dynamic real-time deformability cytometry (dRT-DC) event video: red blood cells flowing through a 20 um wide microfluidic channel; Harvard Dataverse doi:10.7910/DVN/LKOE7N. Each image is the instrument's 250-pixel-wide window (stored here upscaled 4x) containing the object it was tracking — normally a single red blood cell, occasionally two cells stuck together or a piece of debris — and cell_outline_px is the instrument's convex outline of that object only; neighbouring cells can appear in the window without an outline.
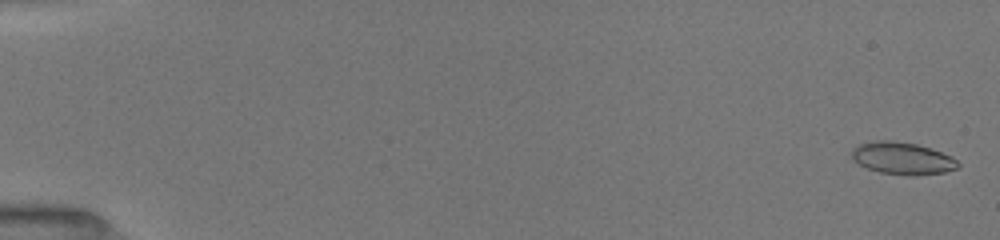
{"species": "common noctule bat (a hibernating species)", "species_latin": "Nyctalus noctula", "temperature_condition": "room temperature", "stored_images_in_passage": 53, "camera_frame_rate_fps": 3000, "um_per_image_px": 0.085, "animal": {"sex": "female", "body_mass_g": 19.5, "forearm_length_mm": 54.1}, "frame": {"image": 1, "passage_image": 2, "time_ms": 0.333, "image_size_px": [1000, 240], "cell_outline_px": [[960, 164], [956, 168], [944, 172], [916, 176], [912, 176], [880, 172], [868, 168], [852, 160], [852, 148], [860, 144], [876, 140], [892, 140], [916, 144], [952, 156]], "centroid_in_image_um": [76.69, 13.46], "position_along_channel_um": 8.3, "area_um2": 19.83}}
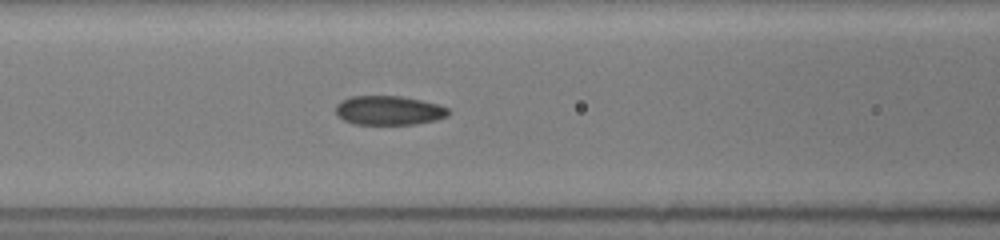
{"frame": {"image": 2, "passage_image": 24, "time_ms": 7.667, "image_size_px": [1000, 240], "cell_outline_px": [[452, 112], [448, 116], [436, 120], [416, 124], [352, 124], [344, 120], [336, 112], [336, 104], [340, 100], [352, 96], [400, 96], [420, 100], [436, 104], [448, 108]], "centroid_in_image_um": [33.06, 9.39], "position_along_channel_um": 133.5, "area_um2": 19.19}}
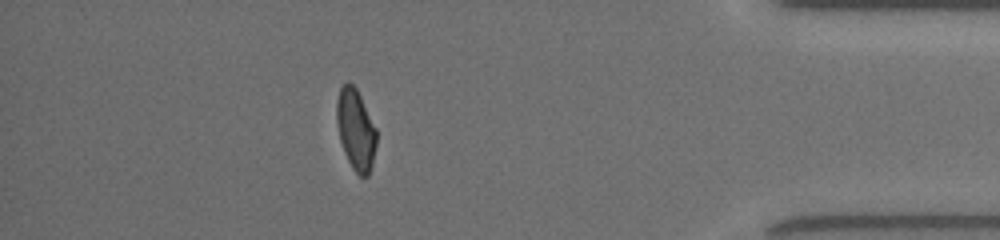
{"frame": {"image": 3, "passage_image": 47, "time_ms": 15.333, "image_size_px": [1000, 240], "cell_outline_px": [[376, 144], [372, 164], [368, 176], [360, 176], [352, 168], [344, 152], [340, 140], [336, 124], [336, 100], [340, 88], [348, 80], [356, 88], [376, 128]], "centroid_in_image_um": [30.22, 11.0], "position_along_channel_um": 405.0, "area_um2": 18.73}, "authors_computed_cell_mechanics": {"area_um2": 19.5364, "velocity_mm_per_s": 4.0207, "shape_relaxation_time_tau1_ms": 8.7307, "shape_relaxation_time_tau2_ms": 1.4833, "deformation_change_tau1": 0.196, "deformation_change_tau2": 0.0724}}